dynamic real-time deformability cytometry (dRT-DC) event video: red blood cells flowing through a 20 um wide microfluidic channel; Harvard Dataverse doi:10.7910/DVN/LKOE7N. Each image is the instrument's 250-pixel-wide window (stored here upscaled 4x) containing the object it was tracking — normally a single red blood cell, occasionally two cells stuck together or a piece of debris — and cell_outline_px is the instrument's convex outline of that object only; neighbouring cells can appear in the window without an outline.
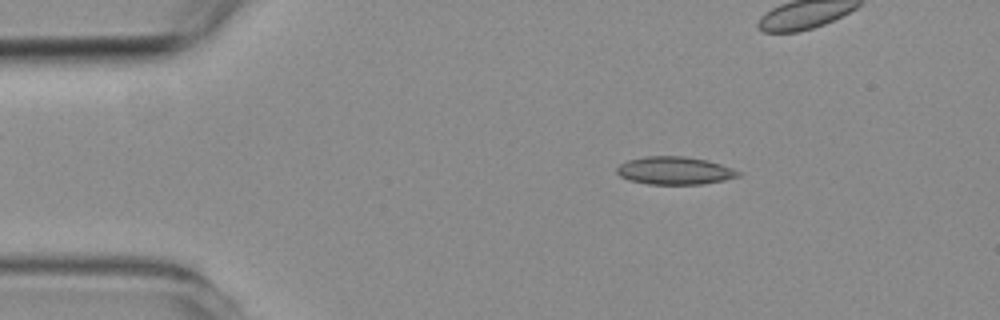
{"species": "common noctule bat (a hibernating species)", "species_latin": "Nyctalus noctula", "temperature_condition": "room temperature", "stored_images_in_passage": 8, "camera_frame_rate_fps": 3000, "um_per_image_px": 0.085, "animal": {"sex": "female", "body_mass_g": 19.3, "forearm_length_mm": 54.1}, "frame": {"image": 1, "passage_image": 3, "time_ms": 2.333, "image_size_px": [1000, 320], "cell_outline_px": [[740, 176], [724, 180], [704, 184], [648, 184], [628, 180], [620, 176], [616, 172], [616, 168], [620, 164], [628, 160], [648, 156], [684, 156], [708, 160], [732, 168], [740, 172]], "centroid_in_image_um": [57.34, 14.5], "position_along_channel_um": 27.7, "area_um2": 19.71}}
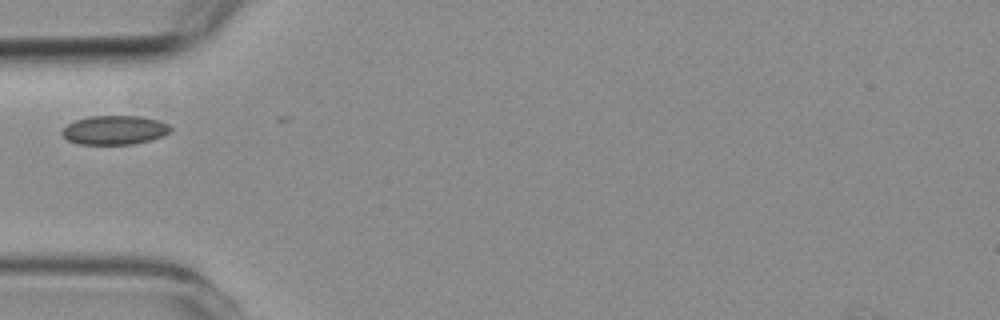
{"frame": {"image": 2, "passage_image": 6, "time_ms": 6.667, "image_size_px": [1000, 320], "cell_outline_px": [[172, 128], [164, 136], [152, 140], [132, 144], [76, 144], [68, 140], [60, 132], [68, 124], [76, 120], [88, 116], [140, 116], [160, 120], [168, 124]], "centroid_in_image_um": [9.76, 11.05], "position_along_channel_um": 75.2, "area_um2": 18.44}}
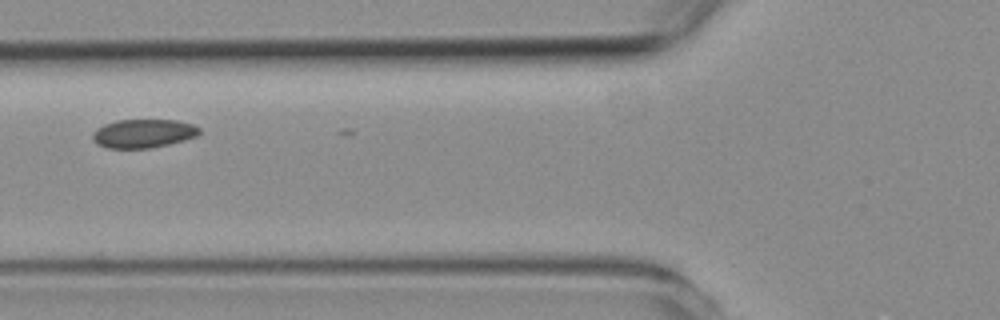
{"frame": {"image": 3, "passage_image": 7, "time_ms": 7.667, "image_size_px": [1000, 320], "cell_outline_px": [[200, 132], [196, 136], [184, 140], [168, 144], [148, 148], [108, 148], [96, 144], [92, 136], [92, 132], [96, 128], [104, 124], [116, 120], [176, 120], [192, 124], [200, 128]], "centroid_in_image_um": [12.15, 11.34], "position_along_channel_um": 113.7, "area_um2": 17.8}}